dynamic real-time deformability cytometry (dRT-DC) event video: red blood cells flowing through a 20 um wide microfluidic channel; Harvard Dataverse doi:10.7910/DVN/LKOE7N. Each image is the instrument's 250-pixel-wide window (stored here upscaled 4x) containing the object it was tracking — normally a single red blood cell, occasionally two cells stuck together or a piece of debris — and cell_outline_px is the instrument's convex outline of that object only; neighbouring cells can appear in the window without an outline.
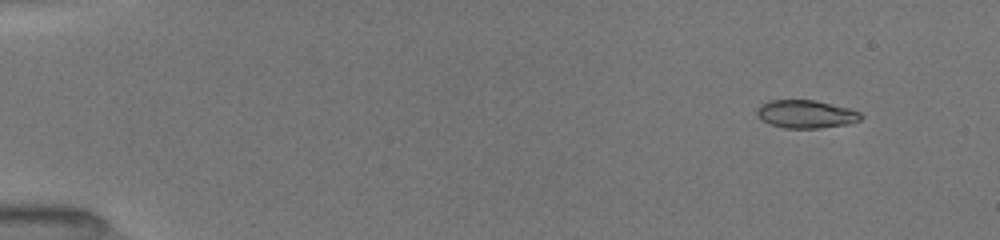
{"species": "common noctule bat (a hibernating species)", "species_latin": "Nyctalus noctula", "temperature_condition": "room temperature", "stored_images_in_passage": 47, "camera_frame_rate_fps": 3000, "um_per_image_px": 0.085, "animal": {"sex": "female", "body_mass_g": 19.5, "forearm_length_mm": 54.1}, "frame": {"image": 1, "passage_image": 1, "time_ms": 0.0, "image_size_px": [1000, 240], "cell_outline_px": [[864, 116], [860, 120], [852, 124], [820, 128], [784, 128], [768, 124], [756, 116], [756, 108], [760, 104], [768, 100], [816, 100], [852, 108], [860, 112]], "centroid_in_image_um": [68.52, 9.7], "position_along_channel_um": 16.5, "area_um2": 17.51}}
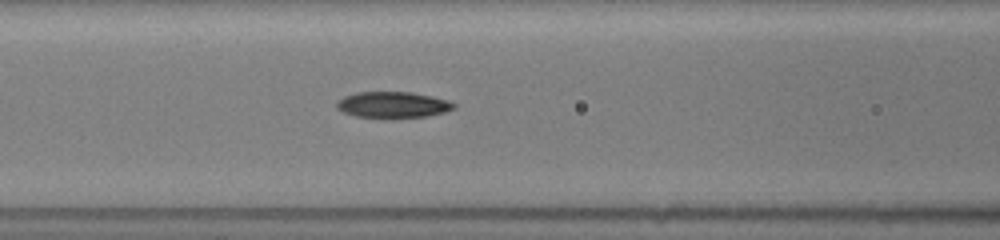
{"frame": {"image": 2, "passage_image": 19, "time_ms": 6.0, "image_size_px": [1000, 240], "cell_outline_px": [[456, 108], [444, 112], [428, 116], [392, 120], [384, 120], [356, 116], [344, 112], [336, 108], [336, 100], [344, 96], [356, 92], [412, 92], [432, 96], [448, 100], [456, 104]], "centroid_in_image_um": [33.38, 8.94], "position_along_channel_um": 133.2, "area_um2": 18.61}}
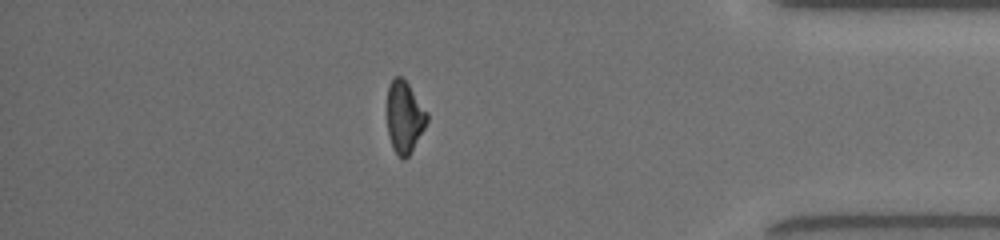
{"frame": {"image": 3, "passage_image": 41, "time_ms": 13.333, "image_size_px": [1000, 240], "cell_outline_px": [[428, 120], [424, 128], [408, 156], [404, 160], [392, 148], [388, 132], [388, 84], [396, 76], [400, 76], [408, 84], [428, 112]], "centroid_in_image_um": [34.38, 9.94], "position_along_channel_um": 400.8, "area_um2": 16.36}, "authors_computed_cell_mechanics": {"area_um2": 17.8024, "velocity_mm_per_s": 4.0542, "shape_relaxation_time_tau1_ms": 3.3129, "shape_relaxation_time_tau2_ms": 3.6524, "deformation_change_tau1": 0.1581, "deformation_change_tau2": 0.0952}}